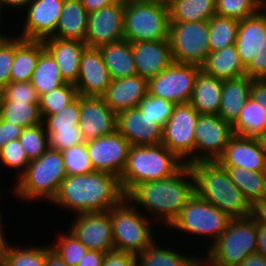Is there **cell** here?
<instances>
[{
	"label": "cell",
	"instance_id": "obj_57",
	"mask_svg": "<svg viewBox=\"0 0 266 266\" xmlns=\"http://www.w3.org/2000/svg\"><path fill=\"white\" fill-rule=\"evenodd\" d=\"M81 4L85 7L88 14L98 11L101 8L108 7L115 3L117 0H80Z\"/></svg>",
	"mask_w": 266,
	"mask_h": 266
},
{
	"label": "cell",
	"instance_id": "obj_29",
	"mask_svg": "<svg viewBox=\"0 0 266 266\" xmlns=\"http://www.w3.org/2000/svg\"><path fill=\"white\" fill-rule=\"evenodd\" d=\"M223 80L200 70L189 103L200 114H218L221 104Z\"/></svg>",
	"mask_w": 266,
	"mask_h": 266
},
{
	"label": "cell",
	"instance_id": "obj_46",
	"mask_svg": "<svg viewBox=\"0 0 266 266\" xmlns=\"http://www.w3.org/2000/svg\"><path fill=\"white\" fill-rule=\"evenodd\" d=\"M174 106L175 104L172 102L147 94L139 103L138 108L163 128L170 118Z\"/></svg>",
	"mask_w": 266,
	"mask_h": 266
},
{
	"label": "cell",
	"instance_id": "obj_58",
	"mask_svg": "<svg viewBox=\"0 0 266 266\" xmlns=\"http://www.w3.org/2000/svg\"><path fill=\"white\" fill-rule=\"evenodd\" d=\"M256 252L266 258V226L257 224V249Z\"/></svg>",
	"mask_w": 266,
	"mask_h": 266
},
{
	"label": "cell",
	"instance_id": "obj_5",
	"mask_svg": "<svg viewBox=\"0 0 266 266\" xmlns=\"http://www.w3.org/2000/svg\"><path fill=\"white\" fill-rule=\"evenodd\" d=\"M66 176L61 152L48 149L39 158L29 162L26 171L14 183L13 193L22 203L25 200H45L51 204Z\"/></svg>",
	"mask_w": 266,
	"mask_h": 266
},
{
	"label": "cell",
	"instance_id": "obj_15",
	"mask_svg": "<svg viewBox=\"0 0 266 266\" xmlns=\"http://www.w3.org/2000/svg\"><path fill=\"white\" fill-rule=\"evenodd\" d=\"M129 142L117 130L110 135L86 141V149L94 171L120 178L127 162Z\"/></svg>",
	"mask_w": 266,
	"mask_h": 266
},
{
	"label": "cell",
	"instance_id": "obj_1",
	"mask_svg": "<svg viewBox=\"0 0 266 266\" xmlns=\"http://www.w3.org/2000/svg\"><path fill=\"white\" fill-rule=\"evenodd\" d=\"M194 194L193 174L184 164L170 177L137 184L125 198L138 210H148L154 224L168 227Z\"/></svg>",
	"mask_w": 266,
	"mask_h": 266
},
{
	"label": "cell",
	"instance_id": "obj_8",
	"mask_svg": "<svg viewBox=\"0 0 266 266\" xmlns=\"http://www.w3.org/2000/svg\"><path fill=\"white\" fill-rule=\"evenodd\" d=\"M230 220L226 213L194 194L167 228L171 227L169 230L172 232L179 230L181 235L202 237L200 241L203 245V240L209 239L207 250L227 228Z\"/></svg>",
	"mask_w": 266,
	"mask_h": 266
},
{
	"label": "cell",
	"instance_id": "obj_24",
	"mask_svg": "<svg viewBox=\"0 0 266 266\" xmlns=\"http://www.w3.org/2000/svg\"><path fill=\"white\" fill-rule=\"evenodd\" d=\"M45 50L53 57L59 67L62 78L75 84L79 75V65L85 42L79 40L47 37L42 40Z\"/></svg>",
	"mask_w": 266,
	"mask_h": 266
},
{
	"label": "cell",
	"instance_id": "obj_12",
	"mask_svg": "<svg viewBox=\"0 0 266 266\" xmlns=\"http://www.w3.org/2000/svg\"><path fill=\"white\" fill-rule=\"evenodd\" d=\"M200 70L198 65L173 61L165 70L148 79V94L174 104L189 103Z\"/></svg>",
	"mask_w": 266,
	"mask_h": 266
},
{
	"label": "cell",
	"instance_id": "obj_63",
	"mask_svg": "<svg viewBox=\"0 0 266 266\" xmlns=\"http://www.w3.org/2000/svg\"><path fill=\"white\" fill-rule=\"evenodd\" d=\"M1 211V209H0ZM3 216H2V213L0 212V244H7L8 241L6 240L7 238L4 236L5 232H4V228H3Z\"/></svg>",
	"mask_w": 266,
	"mask_h": 266
},
{
	"label": "cell",
	"instance_id": "obj_25",
	"mask_svg": "<svg viewBox=\"0 0 266 266\" xmlns=\"http://www.w3.org/2000/svg\"><path fill=\"white\" fill-rule=\"evenodd\" d=\"M266 40V17L259 10L256 14L239 21L235 45L240 59L246 66L257 55Z\"/></svg>",
	"mask_w": 266,
	"mask_h": 266
},
{
	"label": "cell",
	"instance_id": "obj_65",
	"mask_svg": "<svg viewBox=\"0 0 266 266\" xmlns=\"http://www.w3.org/2000/svg\"><path fill=\"white\" fill-rule=\"evenodd\" d=\"M260 11L265 15L266 17V0H260Z\"/></svg>",
	"mask_w": 266,
	"mask_h": 266
},
{
	"label": "cell",
	"instance_id": "obj_19",
	"mask_svg": "<svg viewBox=\"0 0 266 266\" xmlns=\"http://www.w3.org/2000/svg\"><path fill=\"white\" fill-rule=\"evenodd\" d=\"M111 81L100 50L87 47L83 51L79 75L74 84L78 95L102 97Z\"/></svg>",
	"mask_w": 266,
	"mask_h": 266
},
{
	"label": "cell",
	"instance_id": "obj_30",
	"mask_svg": "<svg viewBox=\"0 0 266 266\" xmlns=\"http://www.w3.org/2000/svg\"><path fill=\"white\" fill-rule=\"evenodd\" d=\"M200 67L206 74L220 80L235 79L246 75L245 66L235 44L210 52Z\"/></svg>",
	"mask_w": 266,
	"mask_h": 266
},
{
	"label": "cell",
	"instance_id": "obj_62",
	"mask_svg": "<svg viewBox=\"0 0 266 266\" xmlns=\"http://www.w3.org/2000/svg\"><path fill=\"white\" fill-rule=\"evenodd\" d=\"M256 139L260 145V148L266 155V129L258 137H256Z\"/></svg>",
	"mask_w": 266,
	"mask_h": 266
},
{
	"label": "cell",
	"instance_id": "obj_55",
	"mask_svg": "<svg viewBox=\"0 0 266 266\" xmlns=\"http://www.w3.org/2000/svg\"><path fill=\"white\" fill-rule=\"evenodd\" d=\"M250 97L266 108V82L263 79H253Z\"/></svg>",
	"mask_w": 266,
	"mask_h": 266
},
{
	"label": "cell",
	"instance_id": "obj_10",
	"mask_svg": "<svg viewBox=\"0 0 266 266\" xmlns=\"http://www.w3.org/2000/svg\"><path fill=\"white\" fill-rule=\"evenodd\" d=\"M209 21L170 22L168 40L174 62L201 66L210 49Z\"/></svg>",
	"mask_w": 266,
	"mask_h": 266
},
{
	"label": "cell",
	"instance_id": "obj_59",
	"mask_svg": "<svg viewBox=\"0 0 266 266\" xmlns=\"http://www.w3.org/2000/svg\"><path fill=\"white\" fill-rule=\"evenodd\" d=\"M237 266H266V258L255 252L248 255L243 261Z\"/></svg>",
	"mask_w": 266,
	"mask_h": 266
},
{
	"label": "cell",
	"instance_id": "obj_13",
	"mask_svg": "<svg viewBox=\"0 0 266 266\" xmlns=\"http://www.w3.org/2000/svg\"><path fill=\"white\" fill-rule=\"evenodd\" d=\"M233 135L232 125L218 114H200L194 130L195 162L217 161Z\"/></svg>",
	"mask_w": 266,
	"mask_h": 266
},
{
	"label": "cell",
	"instance_id": "obj_48",
	"mask_svg": "<svg viewBox=\"0 0 266 266\" xmlns=\"http://www.w3.org/2000/svg\"><path fill=\"white\" fill-rule=\"evenodd\" d=\"M80 118V95L68 106L56 114L47 115L42 119L44 128H65L78 126Z\"/></svg>",
	"mask_w": 266,
	"mask_h": 266
},
{
	"label": "cell",
	"instance_id": "obj_42",
	"mask_svg": "<svg viewBox=\"0 0 266 266\" xmlns=\"http://www.w3.org/2000/svg\"><path fill=\"white\" fill-rule=\"evenodd\" d=\"M19 141L30 161L39 158L49 149L48 134L43 123L24 128Z\"/></svg>",
	"mask_w": 266,
	"mask_h": 266
},
{
	"label": "cell",
	"instance_id": "obj_54",
	"mask_svg": "<svg viewBox=\"0 0 266 266\" xmlns=\"http://www.w3.org/2000/svg\"><path fill=\"white\" fill-rule=\"evenodd\" d=\"M249 217L256 224L266 226V195L251 203Z\"/></svg>",
	"mask_w": 266,
	"mask_h": 266
},
{
	"label": "cell",
	"instance_id": "obj_35",
	"mask_svg": "<svg viewBox=\"0 0 266 266\" xmlns=\"http://www.w3.org/2000/svg\"><path fill=\"white\" fill-rule=\"evenodd\" d=\"M30 83L39 96L67 83L61 76L58 65L53 57L44 50L37 61Z\"/></svg>",
	"mask_w": 266,
	"mask_h": 266
},
{
	"label": "cell",
	"instance_id": "obj_44",
	"mask_svg": "<svg viewBox=\"0 0 266 266\" xmlns=\"http://www.w3.org/2000/svg\"><path fill=\"white\" fill-rule=\"evenodd\" d=\"M216 14L243 20L260 10V0H216Z\"/></svg>",
	"mask_w": 266,
	"mask_h": 266
},
{
	"label": "cell",
	"instance_id": "obj_52",
	"mask_svg": "<svg viewBox=\"0 0 266 266\" xmlns=\"http://www.w3.org/2000/svg\"><path fill=\"white\" fill-rule=\"evenodd\" d=\"M102 266H137L136 255L112 250L105 253Z\"/></svg>",
	"mask_w": 266,
	"mask_h": 266
},
{
	"label": "cell",
	"instance_id": "obj_41",
	"mask_svg": "<svg viewBox=\"0 0 266 266\" xmlns=\"http://www.w3.org/2000/svg\"><path fill=\"white\" fill-rule=\"evenodd\" d=\"M50 246L68 266H77L89 250L71 232L58 234Z\"/></svg>",
	"mask_w": 266,
	"mask_h": 266
},
{
	"label": "cell",
	"instance_id": "obj_11",
	"mask_svg": "<svg viewBox=\"0 0 266 266\" xmlns=\"http://www.w3.org/2000/svg\"><path fill=\"white\" fill-rule=\"evenodd\" d=\"M200 113L190 104H175L162 128V144L185 164L195 163L194 130Z\"/></svg>",
	"mask_w": 266,
	"mask_h": 266
},
{
	"label": "cell",
	"instance_id": "obj_64",
	"mask_svg": "<svg viewBox=\"0 0 266 266\" xmlns=\"http://www.w3.org/2000/svg\"><path fill=\"white\" fill-rule=\"evenodd\" d=\"M133 1L156 3V4L166 5V6H168L170 2V0H133Z\"/></svg>",
	"mask_w": 266,
	"mask_h": 266
},
{
	"label": "cell",
	"instance_id": "obj_20",
	"mask_svg": "<svg viewBox=\"0 0 266 266\" xmlns=\"http://www.w3.org/2000/svg\"><path fill=\"white\" fill-rule=\"evenodd\" d=\"M116 130L126 138L130 146L162 143V127L138 107L117 114Z\"/></svg>",
	"mask_w": 266,
	"mask_h": 266
},
{
	"label": "cell",
	"instance_id": "obj_61",
	"mask_svg": "<svg viewBox=\"0 0 266 266\" xmlns=\"http://www.w3.org/2000/svg\"><path fill=\"white\" fill-rule=\"evenodd\" d=\"M32 0H1L2 6H3V10L8 9L9 7V13H10V8H13L11 10V12H13V10L15 9H19V11H21V9H25L31 2ZM23 7V8H22Z\"/></svg>",
	"mask_w": 266,
	"mask_h": 266
},
{
	"label": "cell",
	"instance_id": "obj_43",
	"mask_svg": "<svg viewBox=\"0 0 266 266\" xmlns=\"http://www.w3.org/2000/svg\"><path fill=\"white\" fill-rule=\"evenodd\" d=\"M67 176L94 172L88 156L86 143L74 145L61 152Z\"/></svg>",
	"mask_w": 266,
	"mask_h": 266
},
{
	"label": "cell",
	"instance_id": "obj_45",
	"mask_svg": "<svg viewBox=\"0 0 266 266\" xmlns=\"http://www.w3.org/2000/svg\"><path fill=\"white\" fill-rule=\"evenodd\" d=\"M48 134L49 149L62 152L74 145L86 143L79 126L65 128H45Z\"/></svg>",
	"mask_w": 266,
	"mask_h": 266
},
{
	"label": "cell",
	"instance_id": "obj_33",
	"mask_svg": "<svg viewBox=\"0 0 266 266\" xmlns=\"http://www.w3.org/2000/svg\"><path fill=\"white\" fill-rule=\"evenodd\" d=\"M216 0H170L169 22L209 21L216 14Z\"/></svg>",
	"mask_w": 266,
	"mask_h": 266
},
{
	"label": "cell",
	"instance_id": "obj_4",
	"mask_svg": "<svg viewBox=\"0 0 266 266\" xmlns=\"http://www.w3.org/2000/svg\"><path fill=\"white\" fill-rule=\"evenodd\" d=\"M185 163L162 143L130 146L127 162L119 178L126 195L141 182L161 180L175 174Z\"/></svg>",
	"mask_w": 266,
	"mask_h": 266
},
{
	"label": "cell",
	"instance_id": "obj_66",
	"mask_svg": "<svg viewBox=\"0 0 266 266\" xmlns=\"http://www.w3.org/2000/svg\"><path fill=\"white\" fill-rule=\"evenodd\" d=\"M7 244H0V266H3V253Z\"/></svg>",
	"mask_w": 266,
	"mask_h": 266
},
{
	"label": "cell",
	"instance_id": "obj_56",
	"mask_svg": "<svg viewBox=\"0 0 266 266\" xmlns=\"http://www.w3.org/2000/svg\"><path fill=\"white\" fill-rule=\"evenodd\" d=\"M105 253L88 250L77 266H102Z\"/></svg>",
	"mask_w": 266,
	"mask_h": 266
},
{
	"label": "cell",
	"instance_id": "obj_22",
	"mask_svg": "<svg viewBox=\"0 0 266 266\" xmlns=\"http://www.w3.org/2000/svg\"><path fill=\"white\" fill-rule=\"evenodd\" d=\"M131 44L137 75L150 79L172 62L169 40L136 41Z\"/></svg>",
	"mask_w": 266,
	"mask_h": 266
},
{
	"label": "cell",
	"instance_id": "obj_9",
	"mask_svg": "<svg viewBox=\"0 0 266 266\" xmlns=\"http://www.w3.org/2000/svg\"><path fill=\"white\" fill-rule=\"evenodd\" d=\"M169 25L168 6L125 0L123 37L130 43L167 40Z\"/></svg>",
	"mask_w": 266,
	"mask_h": 266
},
{
	"label": "cell",
	"instance_id": "obj_50",
	"mask_svg": "<svg viewBox=\"0 0 266 266\" xmlns=\"http://www.w3.org/2000/svg\"><path fill=\"white\" fill-rule=\"evenodd\" d=\"M14 60V35L0 32V91L11 82V68Z\"/></svg>",
	"mask_w": 266,
	"mask_h": 266
},
{
	"label": "cell",
	"instance_id": "obj_51",
	"mask_svg": "<svg viewBox=\"0 0 266 266\" xmlns=\"http://www.w3.org/2000/svg\"><path fill=\"white\" fill-rule=\"evenodd\" d=\"M245 74L251 79H263L266 75V40L257 55L245 66Z\"/></svg>",
	"mask_w": 266,
	"mask_h": 266
},
{
	"label": "cell",
	"instance_id": "obj_40",
	"mask_svg": "<svg viewBox=\"0 0 266 266\" xmlns=\"http://www.w3.org/2000/svg\"><path fill=\"white\" fill-rule=\"evenodd\" d=\"M78 92L74 84L65 83L54 88L39 97V107L42 119L47 115L56 114L64 107L72 103L77 97Z\"/></svg>",
	"mask_w": 266,
	"mask_h": 266
},
{
	"label": "cell",
	"instance_id": "obj_53",
	"mask_svg": "<svg viewBox=\"0 0 266 266\" xmlns=\"http://www.w3.org/2000/svg\"><path fill=\"white\" fill-rule=\"evenodd\" d=\"M23 128L0 119V149L11 140L19 139Z\"/></svg>",
	"mask_w": 266,
	"mask_h": 266
},
{
	"label": "cell",
	"instance_id": "obj_14",
	"mask_svg": "<svg viewBox=\"0 0 266 266\" xmlns=\"http://www.w3.org/2000/svg\"><path fill=\"white\" fill-rule=\"evenodd\" d=\"M125 0H117L108 7L88 14L85 44L87 47L100 48L124 39Z\"/></svg>",
	"mask_w": 266,
	"mask_h": 266
},
{
	"label": "cell",
	"instance_id": "obj_39",
	"mask_svg": "<svg viewBox=\"0 0 266 266\" xmlns=\"http://www.w3.org/2000/svg\"><path fill=\"white\" fill-rule=\"evenodd\" d=\"M11 244L8 242L4 248L3 266H46V246L17 247Z\"/></svg>",
	"mask_w": 266,
	"mask_h": 266
},
{
	"label": "cell",
	"instance_id": "obj_60",
	"mask_svg": "<svg viewBox=\"0 0 266 266\" xmlns=\"http://www.w3.org/2000/svg\"><path fill=\"white\" fill-rule=\"evenodd\" d=\"M46 266H68L49 244L46 246Z\"/></svg>",
	"mask_w": 266,
	"mask_h": 266
},
{
	"label": "cell",
	"instance_id": "obj_34",
	"mask_svg": "<svg viewBox=\"0 0 266 266\" xmlns=\"http://www.w3.org/2000/svg\"><path fill=\"white\" fill-rule=\"evenodd\" d=\"M266 129V108L251 97L242 107L237 120L232 124L234 135L258 137Z\"/></svg>",
	"mask_w": 266,
	"mask_h": 266
},
{
	"label": "cell",
	"instance_id": "obj_6",
	"mask_svg": "<svg viewBox=\"0 0 266 266\" xmlns=\"http://www.w3.org/2000/svg\"><path fill=\"white\" fill-rule=\"evenodd\" d=\"M256 249L257 224L249 216L231 218L223 233L201 253H206L201 255V266H237Z\"/></svg>",
	"mask_w": 266,
	"mask_h": 266
},
{
	"label": "cell",
	"instance_id": "obj_23",
	"mask_svg": "<svg viewBox=\"0 0 266 266\" xmlns=\"http://www.w3.org/2000/svg\"><path fill=\"white\" fill-rule=\"evenodd\" d=\"M148 94V79L139 75L112 80L104 95V102L117 115L139 106Z\"/></svg>",
	"mask_w": 266,
	"mask_h": 266
},
{
	"label": "cell",
	"instance_id": "obj_47",
	"mask_svg": "<svg viewBox=\"0 0 266 266\" xmlns=\"http://www.w3.org/2000/svg\"><path fill=\"white\" fill-rule=\"evenodd\" d=\"M0 162L2 163L1 166L17 170L16 174L18 172V176L16 179H18L26 171L30 160L23 150L19 139H16L11 140L0 149Z\"/></svg>",
	"mask_w": 266,
	"mask_h": 266
},
{
	"label": "cell",
	"instance_id": "obj_16",
	"mask_svg": "<svg viewBox=\"0 0 266 266\" xmlns=\"http://www.w3.org/2000/svg\"><path fill=\"white\" fill-rule=\"evenodd\" d=\"M73 216L75 217L67 231L71 232L85 247L103 253L115 250L112 222L107 211Z\"/></svg>",
	"mask_w": 266,
	"mask_h": 266
},
{
	"label": "cell",
	"instance_id": "obj_3",
	"mask_svg": "<svg viewBox=\"0 0 266 266\" xmlns=\"http://www.w3.org/2000/svg\"><path fill=\"white\" fill-rule=\"evenodd\" d=\"M188 165L198 197L216 206L230 218L249 216L251 204L217 161H198Z\"/></svg>",
	"mask_w": 266,
	"mask_h": 266
},
{
	"label": "cell",
	"instance_id": "obj_28",
	"mask_svg": "<svg viewBox=\"0 0 266 266\" xmlns=\"http://www.w3.org/2000/svg\"><path fill=\"white\" fill-rule=\"evenodd\" d=\"M88 12L80 0H64L55 33L51 37L85 42Z\"/></svg>",
	"mask_w": 266,
	"mask_h": 266
},
{
	"label": "cell",
	"instance_id": "obj_18",
	"mask_svg": "<svg viewBox=\"0 0 266 266\" xmlns=\"http://www.w3.org/2000/svg\"><path fill=\"white\" fill-rule=\"evenodd\" d=\"M117 115L102 97L80 95L79 128L86 141L107 136L116 131Z\"/></svg>",
	"mask_w": 266,
	"mask_h": 266
},
{
	"label": "cell",
	"instance_id": "obj_26",
	"mask_svg": "<svg viewBox=\"0 0 266 266\" xmlns=\"http://www.w3.org/2000/svg\"><path fill=\"white\" fill-rule=\"evenodd\" d=\"M156 241L157 239L136 254L137 266H201V256L198 258L184 252L179 254V250L171 247L169 242L162 246L161 242Z\"/></svg>",
	"mask_w": 266,
	"mask_h": 266
},
{
	"label": "cell",
	"instance_id": "obj_31",
	"mask_svg": "<svg viewBox=\"0 0 266 266\" xmlns=\"http://www.w3.org/2000/svg\"><path fill=\"white\" fill-rule=\"evenodd\" d=\"M45 50L42 40H24L14 35V60L11 82H27L33 74L40 54Z\"/></svg>",
	"mask_w": 266,
	"mask_h": 266
},
{
	"label": "cell",
	"instance_id": "obj_32",
	"mask_svg": "<svg viewBox=\"0 0 266 266\" xmlns=\"http://www.w3.org/2000/svg\"><path fill=\"white\" fill-rule=\"evenodd\" d=\"M98 49L112 80L137 74L129 41L122 39Z\"/></svg>",
	"mask_w": 266,
	"mask_h": 266
},
{
	"label": "cell",
	"instance_id": "obj_38",
	"mask_svg": "<svg viewBox=\"0 0 266 266\" xmlns=\"http://www.w3.org/2000/svg\"><path fill=\"white\" fill-rule=\"evenodd\" d=\"M239 20L215 14L209 20L210 52H214L235 44Z\"/></svg>",
	"mask_w": 266,
	"mask_h": 266
},
{
	"label": "cell",
	"instance_id": "obj_7",
	"mask_svg": "<svg viewBox=\"0 0 266 266\" xmlns=\"http://www.w3.org/2000/svg\"><path fill=\"white\" fill-rule=\"evenodd\" d=\"M107 212L112 222L115 250L136 255L156 239L154 236L157 235L152 230L156 227L154 221L149 219L148 213L140 212L126 198Z\"/></svg>",
	"mask_w": 266,
	"mask_h": 266
},
{
	"label": "cell",
	"instance_id": "obj_17",
	"mask_svg": "<svg viewBox=\"0 0 266 266\" xmlns=\"http://www.w3.org/2000/svg\"><path fill=\"white\" fill-rule=\"evenodd\" d=\"M64 0H32L23 10L22 30L16 35L24 40H43L55 33ZM22 31V32H21Z\"/></svg>",
	"mask_w": 266,
	"mask_h": 266
},
{
	"label": "cell",
	"instance_id": "obj_21",
	"mask_svg": "<svg viewBox=\"0 0 266 266\" xmlns=\"http://www.w3.org/2000/svg\"><path fill=\"white\" fill-rule=\"evenodd\" d=\"M221 166L242 167L251 171H266V155L256 138L233 135L223 154L217 159Z\"/></svg>",
	"mask_w": 266,
	"mask_h": 266
},
{
	"label": "cell",
	"instance_id": "obj_2",
	"mask_svg": "<svg viewBox=\"0 0 266 266\" xmlns=\"http://www.w3.org/2000/svg\"><path fill=\"white\" fill-rule=\"evenodd\" d=\"M124 198L118 177L110 173L94 171L66 176L51 203L52 206L56 205L77 215L106 212Z\"/></svg>",
	"mask_w": 266,
	"mask_h": 266
},
{
	"label": "cell",
	"instance_id": "obj_37",
	"mask_svg": "<svg viewBox=\"0 0 266 266\" xmlns=\"http://www.w3.org/2000/svg\"><path fill=\"white\" fill-rule=\"evenodd\" d=\"M0 119L23 129L42 123L39 103L0 101Z\"/></svg>",
	"mask_w": 266,
	"mask_h": 266
},
{
	"label": "cell",
	"instance_id": "obj_27",
	"mask_svg": "<svg viewBox=\"0 0 266 266\" xmlns=\"http://www.w3.org/2000/svg\"><path fill=\"white\" fill-rule=\"evenodd\" d=\"M253 79L243 76L223 80L218 115L231 125L237 120L242 107L250 97Z\"/></svg>",
	"mask_w": 266,
	"mask_h": 266
},
{
	"label": "cell",
	"instance_id": "obj_36",
	"mask_svg": "<svg viewBox=\"0 0 266 266\" xmlns=\"http://www.w3.org/2000/svg\"><path fill=\"white\" fill-rule=\"evenodd\" d=\"M230 179L243 192L251 204L266 195V171L245 170L242 167L222 166Z\"/></svg>",
	"mask_w": 266,
	"mask_h": 266
},
{
	"label": "cell",
	"instance_id": "obj_49",
	"mask_svg": "<svg viewBox=\"0 0 266 266\" xmlns=\"http://www.w3.org/2000/svg\"><path fill=\"white\" fill-rule=\"evenodd\" d=\"M39 97L30 81L10 82L0 91V101L39 103Z\"/></svg>",
	"mask_w": 266,
	"mask_h": 266
},
{
	"label": "cell",
	"instance_id": "obj_67",
	"mask_svg": "<svg viewBox=\"0 0 266 266\" xmlns=\"http://www.w3.org/2000/svg\"><path fill=\"white\" fill-rule=\"evenodd\" d=\"M2 9H3V6H2L1 0H0V19H2V14H1V12L3 11ZM0 22H2V21H0Z\"/></svg>",
	"mask_w": 266,
	"mask_h": 266
}]
</instances>
